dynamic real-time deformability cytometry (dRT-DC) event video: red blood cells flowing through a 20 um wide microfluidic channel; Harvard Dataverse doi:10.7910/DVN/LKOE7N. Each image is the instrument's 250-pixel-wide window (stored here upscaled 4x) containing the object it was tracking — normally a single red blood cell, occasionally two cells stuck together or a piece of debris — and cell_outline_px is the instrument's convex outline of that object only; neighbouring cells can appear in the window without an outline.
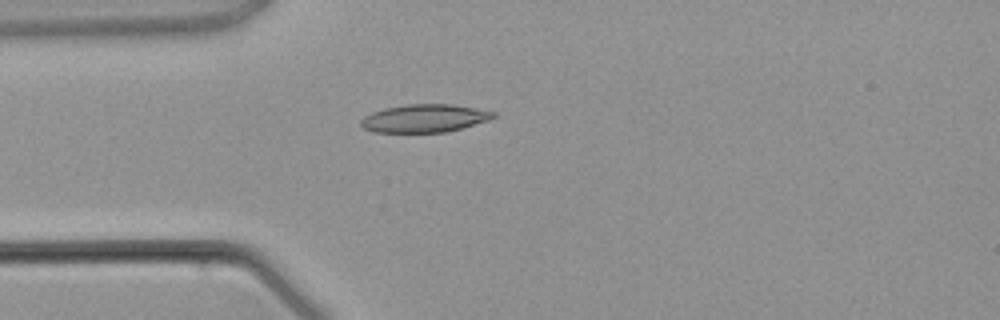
{"species": "common noctule bat (a hibernating species)", "species_latin": "Nyctalus noctula", "temperature_condition": "warm", "stored_images_in_passage": 1, "camera_frame_rate_fps": 3000, "um_per_image_px": 0.085, "animal": {"sex": "male", "body_mass_g": 21.5, "forearm_length_mm": 52.0}, "frame": {"image": 1, "passage_image": 1, "time_ms": 0.0, "image_size_px": [1000, 320], "cell_outline_px": [[496, 116], [488, 120], [460, 128], [444, 132], [372, 132], [364, 128], [360, 124], [360, 120], [364, 116], [372, 112], [384, 108], [408, 104], [452, 104], [476, 108], [496, 112]], "centroid_in_image_um": [36.05, 10.05], "position_along_channel_um": 48.9, "area_um2": 21.5}}